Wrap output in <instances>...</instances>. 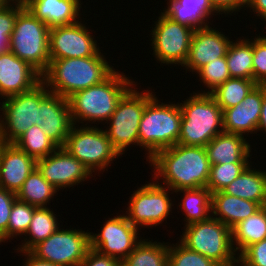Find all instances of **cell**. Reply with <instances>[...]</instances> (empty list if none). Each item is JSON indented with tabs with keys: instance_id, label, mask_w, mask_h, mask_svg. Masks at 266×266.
<instances>
[{
	"instance_id": "cell-49",
	"label": "cell",
	"mask_w": 266,
	"mask_h": 266,
	"mask_svg": "<svg viewBox=\"0 0 266 266\" xmlns=\"http://www.w3.org/2000/svg\"><path fill=\"white\" fill-rule=\"evenodd\" d=\"M10 2L8 0H0V9H3L7 6Z\"/></svg>"
},
{
	"instance_id": "cell-38",
	"label": "cell",
	"mask_w": 266,
	"mask_h": 266,
	"mask_svg": "<svg viewBox=\"0 0 266 266\" xmlns=\"http://www.w3.org/2000/svg\"><path fill=\"white\" fill-rule=\"evenodd\" d=\"M179 243L176 247L174 244L169 246L168 266H219L211 259Z\"/></svg>"
},
{
	"instance_id": "cell-28",
	"label": "cell",
	"mask_w": 266,
	"mask_h": 266,
	"mask_svg": "<svg viewBox=\"0 0 266 266\" xmlns=\"http://www.w3.org/2000/svg\"><path fill=\"white\" fill-rule=\"evenodd\" d=\"M175 193H185L180 202V208L185 213V226L200 223L209 219L212 215V192L207 187L180 189ZM209 214V215H208Z\"/></svg>"
},
{
	"instance_id": "cell-25",
	"label": "cell",
	"mask_w": 266,
	"mask_h": 266,
	"mask_svg": "<svg viewBox=\"0 0 266 266\" xmlns=\"http://www.w3.org/2000/svg\"><path fill=\"white\" fill-rule=\"evenodd\" d=\"M168 2V8L163 10L164 13L175 22L195 30L209 26L207 21L210 15L219 13L210 0H169Z\"/></svg>"
},
{
	"instance_id": "cell-27",
	"label": "cell",
	"mask_w": 266,
	"mask_h": 266,
	"mask_svg": "<svg viewBox=\"0 0 266 266\" xmlns=\"http://www.w3.org/2000/svg\"><path fill=\"white\" fill-rule=\"evenodd\" d=\"M263 239H266V206H262L253 215L240 221L232 228L233 248L239 255L248 246Z\"/></svg>"
},
{
	"instance_id": "cell-36",
	"label": "cell",
	"mask_w": 266,
	"mask_h": 266,
	"mask_svg": "<svg viewBox=\"0 0 266 266\" xmlns=\"http://www.w3.org/2000/svg\"><path fill=\"white\" fill-rule=\"evenodd\" d=\"M250 163H224L211 165L207 188L213 193L222 191L234 181Z\"/></svg>"
},
{
	"instance_id": "cell-16",
	"label": "cell",
	"mask_w": 266,
	"mask_h": 266,
	"mask_svg": "<svg viewBox=\"0 0 266 266\" xmlns=\"http://www.w3.org/2000/svg\"><path fill=\"white\" fill-rule=\"evenodd\" d=\"M36 168L42 177L58 191L63 187L65 189L78 185L93 176L80 161L70 155L63 147H58L52 154L38 159Z\"/></svg>"
},
{
	"instance_id": "cell-14",
	"label": "cell",
	"mask_w": 266,
	"mask_h": 266,
	"mask_svg": "<svg viewBox=\"0 0 266 266\" xmlns=\"http://www.w3.org/2000/svg\"><path fill=\"white\" fill-rule=\"evenodd\" d=\"M98 234H90V248L122 262L142 240L126 215L109 218ZM138 231V232H137Z\"/></svg>"
},
{
	"instance_id": "cell-4",
	"label": "cell",
	"mask_w": 266,
	"mask_h": 266,
	"mask_svg": "<svg viewBox=\"0 0 266 266\" xmlns=\"http://www.w3.org/2000/svg\"><path fill=\"white\" fill-rule=\"evenodd\" d=\"M179 106L182 122L177 144L205 147L223 132V111L210 93H193Z\"/></svg>"
},
{
	"instance_id": "cell-45",
	"label": "cell",
	"mask_w": 266,
	"mask_h": 266,
	"mask_svg": "<svg viewBox=\"0 0 266 266\" xmlns=\"http://www.w3.org/2000/svg\"><path fill=\"white\" fill-rule=\"evenodd\" d=\"M22 253L25 254L24 255L25 258L27 256L26 258L27 260L25 261L23 266H60L52 262L37 258L30 251H25V252L22 251Z\"/></svg>"
},
{
	"instance_id": "cell-5",
	"label": "cell",
	"mask_w": 266,
	"mask_h": 266,
	"mask_svg": "<svg viewBox=\"0 0 266 266\" xmlns=\"http://www.w3.org/2000/svg\"><path fill=\"white\" fill-rule=\"evenodd\" d=\"M182 112L177 104H160L155 95L145 106L139 124V146L146 149L150 160L158 151L178 143Z\"/></svg>"
},
{
	"instance_id": "cell-41",
	"label": "cell",
	"mask_w": 266,
	"mask_h": 266,
	"mask_svg": "<svg viewBox=\"0 0 266 266\" xmlns=\"http://www.w3.org/2000/svg\"><path fill=\"white\" fill-rule=\"evenodd\" d=\"M237 256L248 266H266V239L248 246Z\"/></svg>"
},
{
	"instance_id": "cell-1",
	"label": "cell",
	"mask_w": 266,
	"mask_h": 266,
	"mask_svg": "<svg viewBox=\"0 0 266 266\" xmlns=\"http://www.w3.org/2000/svg\"><path fill=\"white\" fill-rule=\"evenodd\" d=\"M148 162L155 168L154 180L163 179L162 185L172 192L207 186L211 164L203 146L175 144L158 151Z\"/></svg>"
},
{
	"instance_id": "cell-31",
	"label": "cell",
	"mask_w": 266,
	"mask_h": 266,
	"mask_svg": "<svg viewBox=\"0 0 266 266\" xmlns=\"http://www.w3.org/2000/svg\"><path fill=\"white\" fill-rule=\"evenodd\" d=\"M152 241L142 239L121 266H168L169 244Z\"/></svg>"
},
{
	"instance_id": "cell-18",
	"label": "cell",
	"mask_w": 266,
	"mask_h": 266,
	"mask_svg": "<svg viewBox=\"0 0 266 266\" xmlns=\"http://www.w3.org/2000/svg\"><path fill=\"white\" fill-rule=\"evenodd\" d=\"M41 80L35 68L11 51L0 54V96L3 99L29 91Z\"/></svg>"
},
{
	"instance_id": "cell-47",
	"label": "cell",
	"mask_w": 266,
	"mask_h": 266,
	"mask_svg": "<svg viewBox=\"0 0 266 266\" xmlns=\"http://www.w3.org/2000/svg\"><path fill=\"white\" fill-rule=\"evenodd\" d=\"M258 130H264L266 132V85H263V101L260 113V120L257 127V131Z\"/></svg>"
},
{
	"instance_id": "cell-12",
	"label": "cell",
	"mask_w": 266,
	"mask_h": 266,
	"mask_svg": "<svg viewBox=\"0 0 266 266\" xmlns=\"http://www.w3.org/2000/svg\"><path fill=\"white\" fill-rule=\"evenodd\" d=\"M90 232L58 229L30 252L39 259L60 266H79L90 249Z\"/></svg>"
},
{
	"instance_id": "cell-9",
	"label": "cell",
	"mask_w": 266,
	"mask_h": 266,
	"mask_svg": "<svg viewBox=\"0 0 266 266\" xmlns=\"http://www.w3.org/2000/svg\"><path fill=\"white\" fill-rule=\"evenodd\" d=\"M132 88L119 100L108 120L109 126L104 130L119 155L124 154L125 149L131 144L139 145V124L146 104L155 95L149 90L139 92Z\"/></svg>"
},
{
	"instance_id": "cell-46",
	"label": "cell",
	"mask_w": 266,
	"mask_h": 266,
	"mask_svg": "<svg viewBox=\"0 0 266 266\" xmlns=\"http://www.w3.org/2000/svg\"><path fill=\"white\" fill-rule=\"evenodd\" d=\"M247 7H250L254 14L266 21V0H249ZM256 12V13H255Z\"/></svg>"
},
{
	"instance_id": "cell-35",
	"label": "cell",
	"mask_w": 266,
	"mask_h": 266,
	"mask_svg": "<svg viewBox=\"0 0 266 266\" xmlns=\"http://www.w3.org/2000/svg\"><path fill=\"white\" fill-rule=\"evenodd\" d=\"M36 208L33 205L16 200L12 206L8 229L1 236L2 241L12 239L17 235H25Z\"/></svg>"
},
{
	"instance_id": "cell-39",
	"label": "cell",
	"mask_w": 266,
	"mask_h": 266,
	"mask_svg": "<svg viewBox=\"0 0 266 266\" xmlns=\"http://www.w3.org/2000/svg\"><path fill=\"white\" fill-rule=\"evenodd\" d=\"M23 4L9 3L0 9V54L8 51L9 39L14 29L17 14L24 8Z\"/></svg>"
},
{
	"instance_id": "cell-10",
	"label": "cell",
	"mask_w": 266,
	"mask_h": 266,
	"mask_svg": "<svg viewBox=\"0 0 266 266\" xmlns=\"http://www.w3.org/2000/svg\"><path fill=\"white\" fill-rule=\"evenodd\" d=\"M63 148L80 161L92 174V171H105L119 153L113 148L104 130L99 127L75 124L70 130ZM95 170V171H94Z\"/></svg>"
},
{
	"instance_id": "cell-37",
	"label": "cell",
	"mask_w": 266,
	"mask_h": 266,
	"mask_svg": "<svg viewBox=\"0 0 266 266\" xmlns=\"http://www.w3.org/2000/svg\"><path fill=\"white\" fill-rule=\"evenodd\" d=\"M196 74H199L198 76L200 77V80L210 90L203 91L202 93H211L219 85L231 78L226 56L212 60L201 67Z\"/></svg>"
},
{
	"instance_id": "cell-43",
	"label": "cell",
	"mask_w": 266,
	"mask_h": 266,
	"mask_svg": "<svg viewBox=\"0 0 266 266\" xmlns=\"http://www.w3.org/2000/svg\"><path fill=\"white\" fill-rule=\"evenodd\" d=\"M79 266H121V262L111 256L102 255L90 248L86 253L85 259Z\"/></svg>"
},
{
	"instance_id": "cell-7",
	"label": "cell",
	"mask_w": 266,
	"mask_h": 266,
	"mask_svg": "<svg viewBox=\"0 0 266 266\" xmlns=\"http://www.w3.org/2000/svg\"><path fill=\"white\" fill-rule=\"evenodd\" d=\"M180 242L219 266H233L238 256L232 244V229L211 216L200 223L184 226Z\"/></svg>"
},
{
	"instance_id": "cell-21",
	"label": "cell",
	"mask_w": 266,
	"mask_h": 266,
	"mask_svg": "<svg viewBox=\"0 0 266 266\" xmlns=\"http://www.w3.org/2000/svg\"><path fill=\"white\" fill-rule=\"evenodd\" d=\"M262 101L263 85L257 84L241 103L223 110V131L242 136L257 132Z\"/></svg>"
},
{
	"instance_id": "cell-19",
	"label": "cell",
	"mask_w": 266,
	"mask_h": 266,
	"mask_svg": "<svg viewBox=\"0 0 266 266\" xmlns=\"http://www.w3.org/2000/svg\"><path fill=\"white\" fill-rule=\"evenodd\" d=\"M232 41L209 26L194 31L184 67L193 73L217 58L225 57Z\"/></svg>"
},
{
	"instance_id": "cell-30",
	"label": "cell",
	"mask_w": 266,
	"mask_h": 266,
	"mask_svg": "<svg viewBox=\"0 0 266 266\" xmlns=\"http://www.w3.org/2000/svg\"><path fill=\"white\" fill-rule=\"evenodd\" d=\"M57 189L48 183L35 168L24 181L21 189L17 192V200L33 205L37 208L47 207L50 199L54 198Z\"/></svg>"
},
{
	"instance_id": "cell-48",
	"label": "cell",
	"mask_w": 266,
	"mask_h": 266,
	"mask_svg": "<svg viewBox=\"0 0 266 266\" xmlns=\"http://www.w3.org/2000/svg\"><path fill=\"white\" fill-rule=\"evenodd\" d=\"M10 3H18L25 5L29 0H8Z\"/></svg>"
},
{
	"instance_id": "cell-50",
	"label": "cell",
	"mask_w": 266,
	"mask_h": 266,
	"mask_svg": "<svg viewBox=\"0 0 266 266\" xmlns=\"http://www.w3.org/2000/svg\"><path fill=\"white\" fill-rule=\"evenodd\" d=\"M236 262H237V264L239 263L238 265H240V266H248V265L244 264L239 258H237V260L235 261V263L233 264V266H237L236 265Z\"/></svg>"
},
{
	"instance_id": "cell-24",
	"label": "cell",
	"mask_w": 266,
	"mask_h": 266,
	"mask_svg": "<svg viewBox=\"0 0 266 266\" xmlns=\"http://www.w3.org/2000/svg\"><path fill=\"white\" fill-rule=\"evenodd\" d=\"M211 208V215L232 229L240 221L247 219L257 212L261 206L253 201L241 199L228 195L223 191H218L212 193Z\"/></svg>"
},
{
	"instance_id": "cell-44",
	"label": "cell",
	"mask_w": 266,
	"mask_h": 266,
	"mask_svg": "<svg viewBox=\"0 0 266 266\" xmlns=\"http://www.w3.org/2000/svg\"><path fill=\"white\" fill-rule=\"evenodd\" d=\"M249 0H210L213 7L219 12V14H231L239 11L242 7H247ZM222 12V13H221Z\"/></svg>"
},
{
	"instance_id": "cell-11",
	"label": "cell",
	"mask_w": 266,
	"mask_h": 266,
	"mask_svg": "<svg viewBox=\"0 0 266 266\" xmlns=\"http://www.w3.org/2000/svg\"><path fill=\"white\" fill-rule=\"evenodd\" d=\"M154 24L151 46L155 58L166 65L179 64L183 67L195 29L175 22L164 12Z\"/></svg>"
},
{
	"instance_id": "cell-6",
	"label": "cell",
	"mask_w": 266,
	"mask_h": 266,
	"mask_svg": "<svg viewBox=\"0 0 266 266\" xmlns=\"http://www.w3.org/2000/svg\"><path fill=\"white\" fill-rule=\"evenodd\" d=\"M50 28L36 18L26 7L18 14L9 39V48L14 55L28 62L41 75L50 64Z\"/></svg>"
},
{
	"instance_id": "cell-33",
	"label": "cell",
	"mask_w": 266,
	"mask_h": 266,
	"mask_svg": "<svg viewBox=\"0 0 266 266\" xmlns=\"http://www.w3.org/2000/svg\"><path fill=\"white\" fill-rule=\"evenodd\" d=\"M256 85L253 80L231 77L210 94L223 111L241 103Z\"/></svg>"
},
{
	"instance_id": "cell-34",
	"label": "cell",
	"mask_w": 266,
	"mask_h": 266,
	"mask_svg": "<svg viewBox=\"0 0 266 266\" xmlns=\"http://www.w3.org/2000/svg\"><path fill=\"white\" fill-rule=\"evenodd\" d=\"M14 144L36 160L52 154L58 148L38 125L27 129Z\"/></svg>"
},
{
	"instance_id": "cell-20",
	"label": "cell",
	"mask_w": 266,
	"mask_h": 266,
	"mask_svg": "<svg viewBox=\"0 0 266 266\" xmlns=\"http://www.w3.org/2000/svg\"><path fill=\"white\" fill-rule=\"evenodd\" d=\"M36 163L14 143L0 142V187L17 194Z\"/></svg>"
},
{
	"instance_id": "cell-8",
	"label": "cell",
	"mask_w": 266,
	"mask_h": 266,
	"mask_svg": "<svg viewBox=\"0 0 266 266\" xmlns=\"http://www.w3.org/2000/svg\"><path fill=\"white\" fill-rule=\"evenodd\" d=\"M49 92L41 80L29 91L4 98L0 103V142L14 143L31 126H39L40 101Z\"/></svg>"
},
{
	"instance_id": "cell-22",
	"label": "cell",
	"mask_w": 266,
	"mask_h": 266,
	"mask_svg": "<svg viewBox=\"0 0 266 266\" xmlns=\"http://www.w3.org/2000/svg\"><path fill=\"white\" fill-rule=\"evenodd\" d=\"M80 3V0H29L24 6L52 28L78 22Z\"/></svg>"
},
{
	"instance_id": "cell-17",
	"label": "cell",
	"mask_w": 266,
	"mask_h": 266,
	"mask_svg": "<svg viewBox=\"0 0 266 266\" xmlns=\"http://www.w3.org/2000/svg\"><path fill=\"white\" fill-rule=\"evenodd\" d=\"M74 125L68 99L49 92L39 105V126L58 147H63Z\"/></svg>"
},
{
	"instance_id": "cell-26",
	"label": "cell",
	"mask_w": 266,
	"mask_h": 266,
	"mask_svg": "<svg viewBox=\"0 0 266 266\" xmlns=\"http://www.w3.org/2000/svg\"><path fill=\"white\" fill-rule=\"evenodd\" d=\"M244 171L222 191L228 195L266 206V171L250 168Z\"/></svg>"
},
{
	"instance_id": "cell-23",
	"label": "cell",
	"mask_w": 266,
	"mask_h": 266,
	"mask_svg": "<svg viewBox=\"0 0 266 266\" xmlns=\"http://www.w3.org/2000/svg\"><path fill=\"white\" fill-rule=\"evenodd\" d=\"M250 147L244 136L224 131L205 146L211 165L249 163Z\"/></svg>"
},
{
	"instance_id": "cell-42",
	"label": "cell",
	"mask_w": 266,
	"mask_h": 266,
	"mask_svg": "<svg viewBox=\"0 0 266 266\" xmlns=\"http://www.w3.org/2000/svg\"><path fill=\"white\" fill-rule=\"evenodd\" d=\"M16 194L0 187V237L7 231Z\"/></svg>"
},
{
	"instance_id": "cell-32",
	"label": "cell",
	"mask_w": 266,
	"mask_h": 266,
	"mask_svg": "<svg viewBox=\"0 0 266 266\" xmlns=\"http://www.w3.org/2000/svg\"><path fill=\"white\" fill-rule=\"evenodd\" d=\"M253 40L239 39L231 42L226 54L231 77L253 80Z\"/></svg>"
},
{
	"instance_id": "cell-40",
	"label": "cell",
	"mask_w": 266,
	"mask_h": 266,
	"mask_svg": "<svg viewBox=\"0 0 266 266\" xmlns=\"http://www.w3.org/2000/svg\"><path fill=\"white\" fill-rule=\"evenodd\" d=\"M253 81L258 85H266V36H258L253 40Z\"/></svg>"
},
{
	"instance_id": "cell-2",
	"label": "cell",
	"mask_w": 266,
	"mask_h": 266,
	"mask_svg": "<svg viewBox=\"0 0 266 266\" xmlns=\"http://www.w3.org/2000/svg\"><path fill=\"white\" fill-rule=\"evenodd\" d=\"M114 71L104 56L74 57L50 60L41 76L50 92L68 98L77 91L102 83Z\"/></svg>"
},
{
	"instance_id": "cell-29",
	"label": "cell",
	"mask_w": 266,
	"mask_h": 266,
	"mask_svg": "<svg viewBox=\"0 0 266 266\" xmlns=\"http://www.w3.org/2000/svg\"><path fill=\"white\" fill-rule=\"evenodd\" d=\"M59 229V224L56 215L50 208H36L30 222L29 228L26 231L24 242L16 250L30 251L39 242L46 240L50 235ZM28 235V236H27ZM28 239V240H27ZM27 240V241H26Z\"/></svg>"
},
{
	"instance_id": "cell-3",
	"label": "cell",
	"mask_w": 266,
	"mask_h": 266,
	"mask_svg": "<svg viewBox=\"0 0 266 266\" xmlns=\"http://www.w3.org/2000/svg\"><path fill=\"white\" fill-rule=\"evenodd\" d=\"M125 76L114 71L102 83L77 91L68 97L73 123L76 125L81 121L108 122L119 100L136 83Z\"/></svg>"
},
{
	"instance_id": "cell-13",
	"label": "cell",
	"mask_w": 266,
	"mask_h": 266,
	"mask_svg": "<svg viewBox=\"0 0 266 266\" xmlns=\"http://www.w3.org/2000/svg\"><path fill=\"white\" fill-rule=\"evenodd\" d=\"M169 190V187L162 186L158 181L148 182L138 188L128 203L126 217L129 222L137 228L162 224L173 206Z\"/></svg>"
},
{
	"instance_id": "cell-15",
	"label": "cell",
	"mask_w": 266,
	"mask_h": 266,
	"mask_svg": "<svg viewBox=\"0 0 266 266\" xmlns=\"http://www.w3.org/2000/svg\"><path fill=\"white\" fill-rule=\"evenodd\" d=\"M92 34L81 21L50 28L49 55L51 60L103 56Z\"/></svg>"
}]
</instances>
